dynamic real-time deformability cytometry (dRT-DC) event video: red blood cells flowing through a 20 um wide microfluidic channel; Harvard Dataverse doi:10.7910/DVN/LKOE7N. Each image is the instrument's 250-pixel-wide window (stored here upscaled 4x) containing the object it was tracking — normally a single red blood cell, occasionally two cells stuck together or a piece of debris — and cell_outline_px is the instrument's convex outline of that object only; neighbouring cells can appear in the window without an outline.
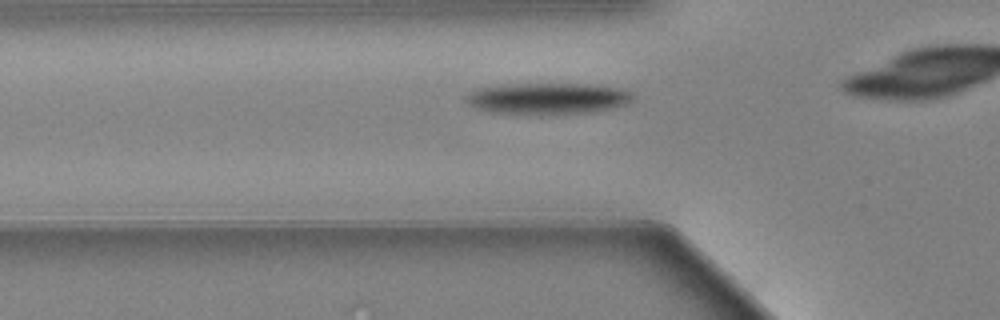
{"species": "Egyptian fruit bat (a non-hibernating species)", "species_latin": "Rousettus aegyptiacus", "temperature_condition": "warm", "stored_images_in_passage": 33, "camera_frame_rate_fps": 3000, "um_per_image_px": 0.085, "animal": {"sex": "female"}, "frame": {"image": 1, "passage_image": 7, "time_ms": 2.0, "image_size_px": [1000, 320], "cell_outline_px": [[632, 100], [628, 104], [612, 108], [592, 112], [492, 112], [468, 104], [464, 100], [464, 96], [468, 92], [476, 88], [496, 84], [592, 84], [616, 88], [632, 92]], "centroid_in_image_um": [46.52, 8.32], "position_along_channel_um": 79.3, "area_um2": 29.77}}
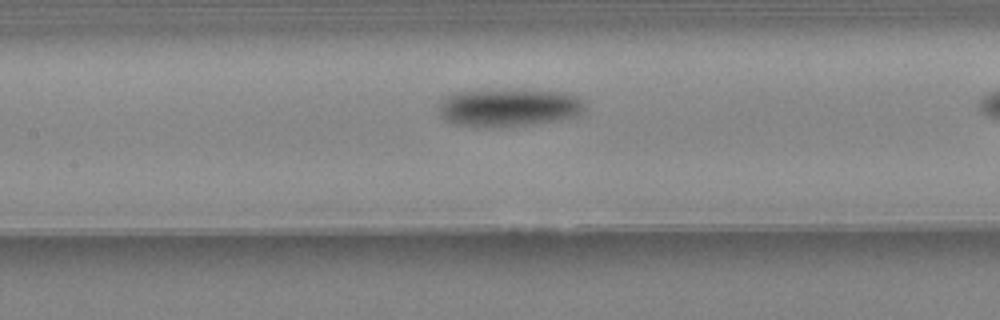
{"frame": {"image": 2, "passage_image": 14, "time_ms": 4.333, "image_size_px": [1000, 320], "cell_outline_px": [[584, 108], [576, 116], [528, 124], [456, 124], [440, 116], [440, 104], [444, 96], [456, 92], [504, 88], [560, 92], [576, 96], [584, 100]], "centroid_in_image_um": [43.24, 9.06], "position_along_channel_um": 164.2, "area_um2": 31.27}}
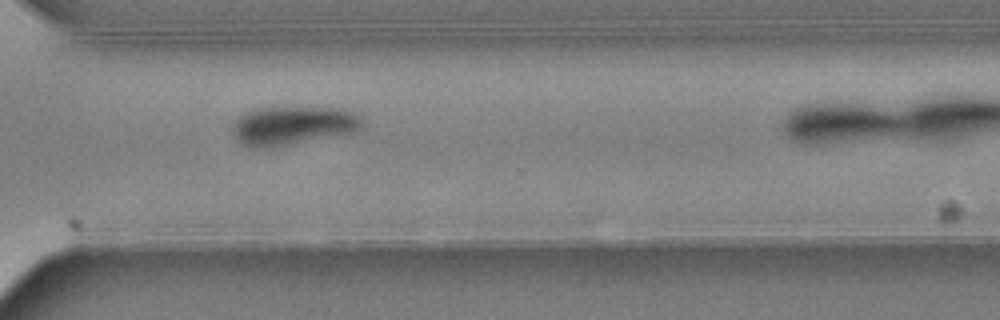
{"frame": {"image": 3, "passage_image": 29, "time_ms": 9.333, "image_size_px": [1000, 320], "cell_outline_px": [[364, 120], [360, 128], [356, 132], [272, 148], [248, 148], [240, 144], [236, 140], [232, 132], [232, 128], [236, 120], [240, 116], [248, 112], [260, 108], [344, 108], [356, 112]], "centroid_in_image_um": [24.91, 10.7], "position_along_channel_um": 345.7, "area_um2": 29.54}}